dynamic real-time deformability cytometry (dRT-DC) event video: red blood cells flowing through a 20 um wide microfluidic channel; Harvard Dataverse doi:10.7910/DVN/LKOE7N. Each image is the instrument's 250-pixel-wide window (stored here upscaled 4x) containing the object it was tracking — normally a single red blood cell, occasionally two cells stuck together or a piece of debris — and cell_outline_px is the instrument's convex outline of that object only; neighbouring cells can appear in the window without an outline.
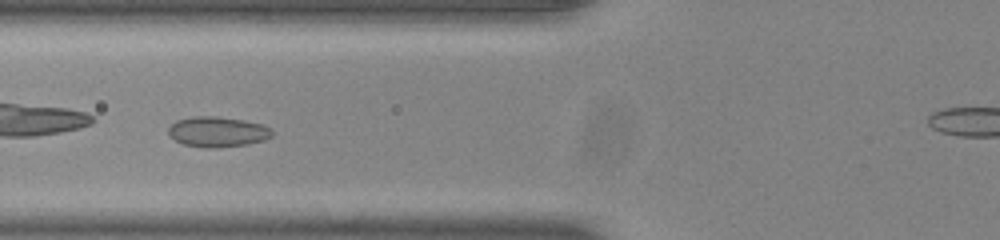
{"species": "common noctule bat (a hibernating species)", "species_latin": "Nyctalus noctula", "temperature_condition": "room temperature", "stored_images_in_passage": 39, "camera_frame_rate_fps": 3000, "um_per_image_px": 0.085, "animal": {"sex": "male", "body_mass_g": 20.0, "forearm_length_mm": 53.3}, "frame": {"image": 1, "passage_image": 6, "time_ms": 1.667, "image_size_px": [1000, 240], "cell_outline_px": [[272, 136], [264, 140], [248, 144], [212, 148], [208, 148], [184, 144], [176, 140], [168, 132], [168, 128], [176, 120], [192, 116], [216, 116], [244, 120], [260, 124], [272, 128]], "centroid_in_image_um": [18.5, 11.19], "position_along_channel_um": 107.3, "area_um2": 18.21}}
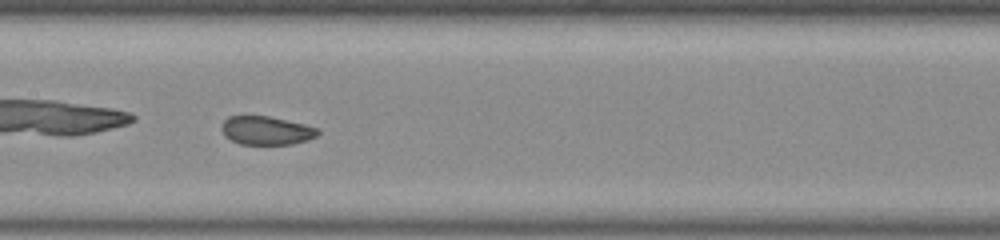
{"frame": {"image": 2, "passage_image": 12, "time_ms": 3.667, "image_size_px": [1000, 240], "cell_outline_px": [[320, 132], [316, 136], [308, 140], [292, 144], [240, 144], [224, 136], [220, 128], [224, 120], [228, 116], [268, 116], [304, 124], [320, 128]], "centroid_in_image_um": [22.64, 11.09], "position_along_channel_um": 184.8, "area_um2": 16.07}, "authors_computed_cell_mechanics": {"area_um2": 17.1088, "velocity_mm_per_s": 3.864, "shape_relaxation_time_tau1_ms": null, "shape_relaxation_time_tau2_ms": 1.0227, "deformation_change_tau1": null, "deformation_change_tau2": 0.0573}}